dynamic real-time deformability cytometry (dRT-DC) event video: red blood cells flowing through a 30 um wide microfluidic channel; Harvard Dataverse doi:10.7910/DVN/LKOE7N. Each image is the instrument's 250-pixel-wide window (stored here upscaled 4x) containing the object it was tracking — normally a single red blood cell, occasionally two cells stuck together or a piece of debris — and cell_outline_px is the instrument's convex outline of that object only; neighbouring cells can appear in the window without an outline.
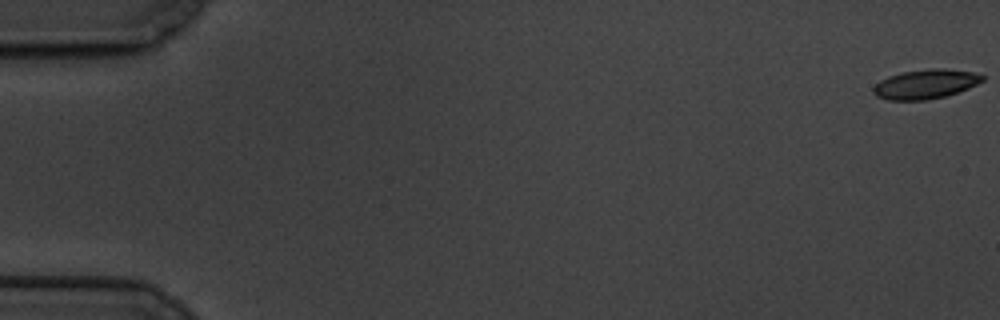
{"species": "common noctule bat (a hibernating species)", "species_latin": "Nyctalus noctula", "temperature_condition": "cold", "stored_images_in_passage": 15, "camera_frame_rate_fps": 3000, "um_per_image_px": 0.085, "animal": {"sex": "male", "body_mass_g": 19.5, "forearm_length_mm": 54.6}, "frame": {"image": 1, "passage_image": 1, "time_ms": 0.0, "image_size_px": [1000, 320], "cell_outline_px": [[984, 80], [968, 88], [944, 96], [924, 100], [888, 100], [876, 96], [872, 92], [872, 88], [880, 80], [888, 76], [900, 72], [932, 68], [944, 68], [972, 72], [984, 76]], "centroid_in_image_um": [78.62, 7.14], "position_along_channel_um": 6.4, "area_um2": 18.61}}